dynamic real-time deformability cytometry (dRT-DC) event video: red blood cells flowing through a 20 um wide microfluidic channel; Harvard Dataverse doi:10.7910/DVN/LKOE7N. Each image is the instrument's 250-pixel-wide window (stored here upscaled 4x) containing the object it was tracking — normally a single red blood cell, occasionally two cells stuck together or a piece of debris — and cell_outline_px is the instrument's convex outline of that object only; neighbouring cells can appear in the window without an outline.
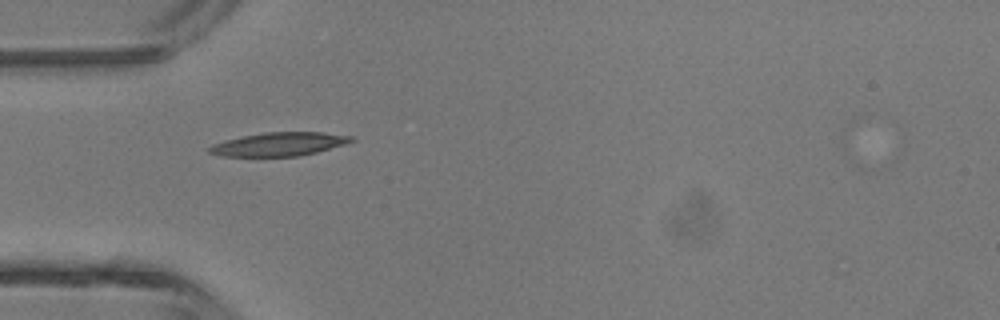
{"species": "common noctule bat (a hibernating species)", "species_latin": "Nyctalus noctula", "temperature_condition": "room temperature", "stored_images_in_passage": 2, "camera_frame_rate_fps": 3000, "um_per_image_px": 0.085, "animal": {"sex": "male", "body_mass_g": 13.3}, "frame": {"image": 1, "passage_image": 1, "time_ms": 0.0, "image_size_px": [1000, 320], "cell_outline_px": [[356, 140], [344, 144], [316, 152], [300, 156], [220, 156], [208, 152], [208, 148], [212, 144], [224, 140], [240, 136], [264, 132], [324, 132], [352, 136]], "centroid_in_image_um": [23.69, 12.24], "position_along_channel_um": 61.3, "area_um2": 19.54}}
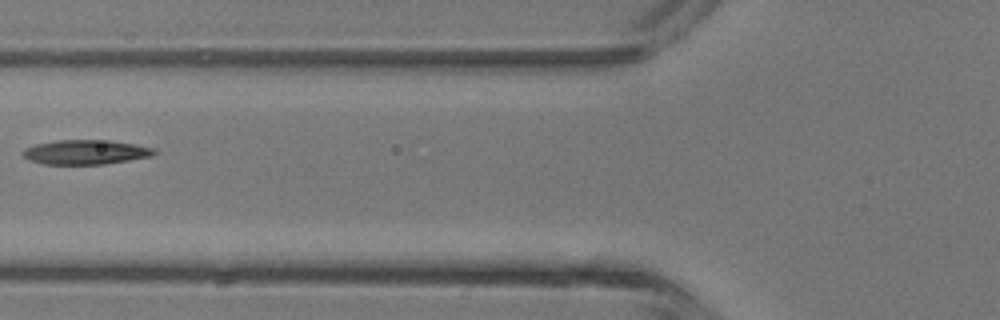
{"frame": {"image": 2, "passage_image": 2, "time_ms": 0.333, "image_size_px": [1000, 320], "cell_outline_px": [[156, 156], [104, 164], [44, 164], [28, 160], [20, 152], [24, 148], [36, 144], [56, 140], [108, 140], [136, 144], [156, 148]], "centroid_in_image_um": [7.31, 12.93], "position_along_channel_um": 118.5, "area_um2": 19.02}}